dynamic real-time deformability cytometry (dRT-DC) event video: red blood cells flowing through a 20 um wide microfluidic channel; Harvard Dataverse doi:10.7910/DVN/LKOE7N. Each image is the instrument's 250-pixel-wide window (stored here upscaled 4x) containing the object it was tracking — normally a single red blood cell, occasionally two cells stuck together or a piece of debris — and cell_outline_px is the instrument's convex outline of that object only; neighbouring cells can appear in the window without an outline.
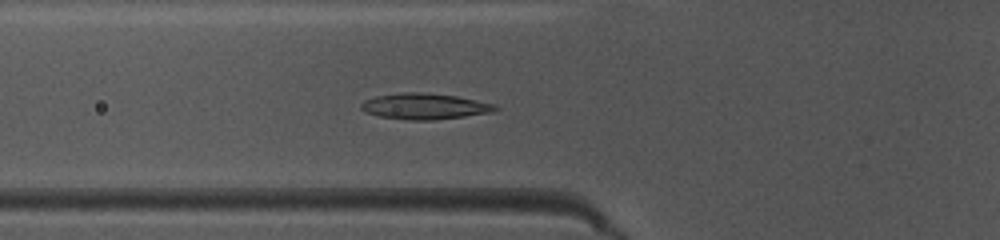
{"species": "common noctule bat (a hibernating species)", "species_latin": "Nyctalus noctula", "temperature_condition": "warm", "stored_images_in_passage": 34, "camera_frame_rate_fps": 3000, "um_per_image_px": 0.085, "animal": {"sex": "female", "body_mass_g": 10.0, "forearm_length_mm": 53.1}, "frame": {"image": 1, "passage_image": 2, "time_ms": 0.333, "image_size_px": [1000, 240], "cell_outline_px": [[500, 108], [492, 112], [464, 116], [432, 120], [408, 120], [380, 116], [364, 112], [360, 108], [360, 104], [364, 100], [376, 96], [404, 92], [420, 92], [456, 96], [496, 104]], "centroid_in_image_um": [36.08, 9.03], "position_along_channel_um": 89.7, "area_um2": 20.23}}
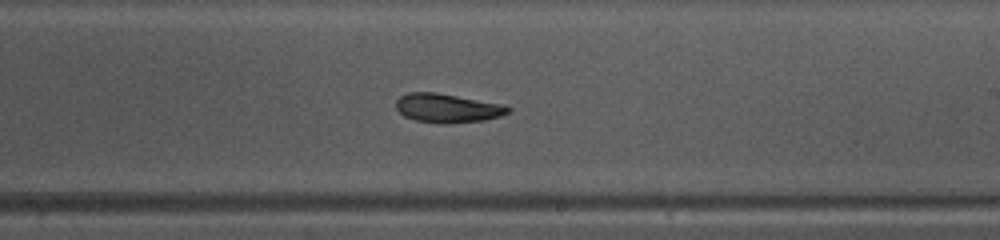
{"frame": {"image": 2, "passage_image": 14, "time_ms": 4.333, "image_size_px": [1000, 240], "cell_outline_px": [[512, 112], [500, 116], [484, 120], [448, 124], [444, 124], [416, 120], [404, 116], [396, 108], [396, 100], [400, 96], [408, 92], [436, 92], [500, 104], [512, 108]], "centroid_in_image_um": [38.02, 9.19], "position_along_channel_um": 251.0, "area_um2": 18.84}}
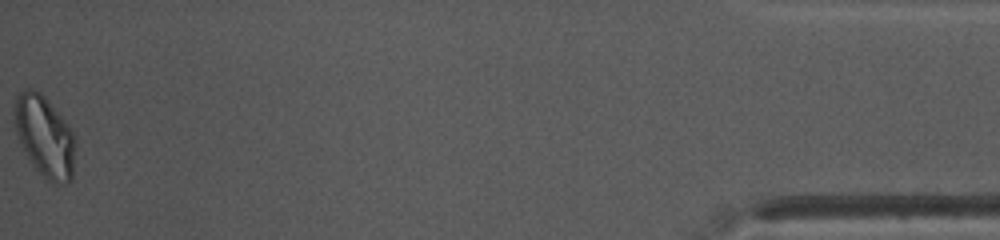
{"frame": {"image": 3, "passage_image": 34, "time_ms": 11.0, "image_size_px": [1000, 240], "cell_outline_px": [[76, 140], [72, 180], [64, 184], [56, 184], [48, 180], [32, 164], [20, 144], [16, 132], [16, 96], [24, 88], [32, 88], [40, 92], [44, 96], [68, 124], [76, 136]], "centroid_in_image_um": [3.84, 11.61], "position_along_channel_um": 431.4, "area_um2": 28.61}}